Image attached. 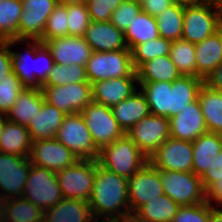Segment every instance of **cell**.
I'll use <instances>...</instances> for the list:
<instances>
[{
  "mask_svg": "<svg viewBox=\"0 0 222 222\" xmlns=\"http://www.w3.org/2000/svg\"><path fill=\"white\" fill-rule=\"evenodd\" d=\"M40 41L50 50L55 64L86 66L93 53L84 37L66 36Z\"/></svg>",
  "mask_w": 222,
  "mask_h": 222,
  "instance_id": "cell-18",
  "label": "cell"
},
{
  "mask_svg": "<svg viewBox=\"0 0 222 222\" xmlns=\"http://www.w3.org/2000/svg\"><path fill=\"white\" fill-rule=\"evenodd\" d=\"M220 179H222V149L201 177V181L205 190L208 191Z\"/></svg>",
  "mask_w": 222,
  "mask_h": 222,
  "instance_id": "cell-48",
  "label": "cell"
},
{
  "mask_svg": "<svg viewBox=\"0 0 222 222\" xmlns=\"http://www.w3.org/2000/svg\"><path fill=\"white\" fill-rule=\"evenodd\" d=\"M204 79L181 75L172 82L169 118L177 115L186 106L198 98Z\"/></svg>",
  "mask_w": 222,
  "mask_h": 222,
  "instance_id": "cell-29",
  "label": "cell"
},
{
  "mask_svg": "<svg viewBox=\"0 0 222 222\" xmlns=\"http://www.w3.org/2000/svg\"><path fill=\"white\" fill-rule=\"evenodd\" d=\"M204 83L213 90L222 92V63H220L215 70L205 78Z\"/></svg>",
  "mask_w": 222,
  "mask_h": 222,
  "instance_id": "cell-51",
  "label": "cell"
},
{
  "mask_svg": "<svg viewBox=\"0 0 222 222\" xmlns=\"http://www.w3.org/2000/svg\"><path fill=\"white\" fill-rule=\"evenodd\" d=\"M115 222H147V221L140 219L134 213H130L129 215H127L123 219L115 221Z\"/></svg>",
  "mask_w": 222,
  "mask_h": 222,
  "instance_id": "cell-55",
  "label": "cell"
},
{
  "mask_svg": "<svg viewBox=\"0 0 222 222\" xmlns=\"http://www.w3.org/2000/svg\"><path fill=\"white\" fill-rule=\"evenodd\" d=\"M8 42L12 49L13 72L26 88H36L35 40H9ZM21 43L26 48L24 52L13 51L12 47L19 46Z\"/></svg>",
  "mask_w": 222,
  "mask_h": 222,
  "instance_id": "cell-27",
  "label": "cell"
},
{
  "mask_svg": "<svg viewBox=\"0 0 222 222\" xmlns=\"http://www.w3.org/2000/svg\"><path fill=\"white\" fill-rule=\"evenodd\" d=\"M125 134L149 158L170 138L169 119L149 114L133 125Z\"/></svg>",
  "mask_w": 222,
  "mask_h": 222,
  "instance_id": "cell-11",
  "label": "cell"
},
{
  "mask_svg": "<svg viewBox=\"0 0 222 222\" xmlns=\"http://www.w3.org/2000/svg\"><path fill=\"white\" fill-rule=\"evenodd\" d=\"M139 87L137 77H120L92 83V101L112 107L131 96Z\"/></svg>",
  "mask_w": 222,
  "mask_h": 222,
  "instance_id": "cell-20",
  "label": "cell"
},
{
  "mask_svg": "<svg viewBox=\"0 0 222 222\" xmlns=\"http://www.w3.org/2000/svg\"><path fill=\"white\" fill-rule=\"evenodd\" d=\"M68 36L84 37L91 19L86 4L67 5Z\"/></svg>",
  "mask_w": 222,
  "mask_h": 222,
  "instance_id": "cell-42",
  "label": "cell"
},
{
  "mask_svg": "<svg viewBox=\"0 0 222 222\" xmlns=\"http://www.w3.org/2000/svg\"><path fill=\"white\" fill-rule=\"evenodd\" d=\"M45 102L66 114L82 112L92 101V84L89 81L62 86H42Z\"/></svg>",
  "mask_w": 222,
  "mask_h": 222,
  "instance_id": "cell-10",
  "label": "cell"
},
{
  "mask_svg": "<svg viewBox=\"0 0 222 222\" xmlns=\"http://www.w3.org/2000/svg\"><path fill=\"white\" fill-rule=\"evenodd\" d=\"M67 25V7L63 4H57L47 19L44 34L40 40H51L68 36Z\"/></svg>",
  "mask_w": 222,
  "mask_h": 222,
  "instance_id": "cell-43",
  "label": "cell"
},
{
  "mask_svg": "<svg viewBox=\"0 0 222 222\" xmlns=\"http://www.w3.org/2000/svg\"><path fill=\"white\" fill-rule=\"evenodd\" d=\"M44 102L41 88H25L18 94L6 118L8 121L27 127L37 111L41 110Z\"/></svg>",
  "mask_w": 222,
  "mask_h": 222,
  "instance_id": "cell-25",
  "label": "cell"
},
{
  "mask_svg": "<svg viewBox=\"0 0 222 222\" xmlns=\"http://www.w3.org/2000/svg\"><path fill=\"white\" fill-rule=\"evenodd\" d=\"M32 143L26 126L8 120L5 122L0 140L1 153L29 157Z\"/></svg>",
  "mask_w": 222,
  "mask_h": 222,
  "instance_id": "cell-28",
  "label": "cell"
},
{
  "mask_svg": "<svg viewBox=\"0 0 222 222\" xmlns=\"http://www.w3.org/2000/svg\"><path fill=\"white\" fill-rule=\"evenodd\" d=\"M22 197L43 212L55 206L64 198L56 172L31 164Z\"/></svg>",
  "mask_w": 222,
  "mask_h": 222,
  "instance_id": "cell-6",
  "label": "cell"
},
{
  "mask_svg": "<svg viewBox=\"0 0 222 222\" xmlns=\"http://www.w3.org/2000/svg\"><path fill=\"white\" fill-rule=\"evenodd\" d=\"M171 43V40L159 36L156 39L136 45L131 50L132 63L135 70L148 60H152L159 56L170 55Z\"/></svg>",
  "mask_w": 222,
  "mask_h": 222,
  "instance_id": "cell-39",
  "label": "cell"
},
{
  "mask_svg": "<svg viewBox=\"0 0 222 222\" xmlns=\"http://www.w3.org/2000/svg\"><path fill=\"white\" fill-rule=\"evenodd\" d=\"M97 162L103 168L129 179L149 162V158L124 134L99 150Z\"/></svg>",
  "mask_w": 222,
  "mask_h": 222,
  "instance_id": "cell-2",
  "label": "cell"
},
{
  "mask_svg": "<svg viewBox=\"0 0 222 222\" xmlns=\"http://www.w3.org/2000/svg\"><path fill=\"white\" fill-rule=\"evenodd\" d=\"M160 180L164 194L168 195L179 206L202 204L207 200L201 177L194 172L162 171Z\"/></svg>",
  "mask_w": 222,
  "mask_h": 222,
  "instance_id": "cell-5",
  "label": "cell"
},
{
  "mask_svg": "<svg viewBox=\"0 0 222 222\" xmlns=\"http://www.w3.org/2000/svg\"><path fill=\"white\" fill-rule=\"evenodd\" d=\"M50 50L40 40H35V71L36 88H41L54 66Z\"/></svg>",
  "mask_w": 222,
  "mask_h": 222,
  "instance_id": "cell-44",
  "label": "cell"
},
{
  "mask_svg": "<svg viewBox=\"0 0 222 222\" xmlns=\"http://www.w3.org/2000/svg\"><path fill=\"white\" fill-rule=\"evenodd\" d=\"M184 7L174 3L165 11L158 14L155 19L159 36L175 41L182 37Z\"/></svg>",
  "mask_w": 222,
  "mask_h": 222,
  "instance_id": "cell-35",
  "label": "cell"
},
{
  "mask_svg": "<svg viewBox=\"0 0 222 222\" xmlns=\"http://www.w3.org/2000/svg\"><path fill=\"white\" fill-rule=\"evenodd\" d=\"M138 84L146 96L150 114L169 119L172 82H138Z\"/></svg>",
  "mask_w": 222,
  "mask_h": 222,
  "instance_id": "cell-33",
  "label": "cell"
},
{
  "mask_svg": "<svg viewBox=\"0 0 222 222\" xmlns=\"http://www.w3.org/2000/svg\"><path fill=\"white\" fill-rule=\"evenodd\" d=\"M127 188L130 213H135L148 201L164 194L160 180V170L154 168L148 162L128 179Z\"/></svg>",
  "mask_w": 222,
  "mask_h": 222,
  "instance_id": "cell-14",
  "label": "cell"
},
{
  "mask_svg": "<svg viewBox=\"0 0 222 222\" xmlns=\"http://www.w3.org/2000/svg\"><path fill=\"white\" fill-rule=\"evenodd\" d=\"M141 11L140 3L124 0L111 14L110 22L119 30L125 32L129 23Z\"/></svg>",
  "mask_w": 222,
  "mask_h": 222,
  "instance_id": "cell-46",
  "label": "cell"
},
{
  "mask_svg": "<svg viewBox=\"0 0 222 222\" xmlns=\"http://www.w3.org/2000/svg\"><path fill=\"white\" fill-rule=\"evenodd\" d=\"M127 187L128 179L97 162L95 182L88 201L96 222H115L130 214Z\"/></svg>",
  "mask_w": 222,
  "mask_h": 222,
  "instance_id": "cell-1",
  "label": "cell"
},
{
  "mask_svg": "<svg viewBox=\"0 0 222 222\" xmlns=\"http://www.w3.org/2000/svg\"><path fill=\"white\" fill-rule=\"evenodd\" d=\"M67 114L44 102L27 126L32 141L55 138Z\"/></svg>",
  "mask_w": 222,
  "mask_h": 222,
  "instance_id": "cell-24",
  "label": "cell"
},
{
  "mask_svg": "<svg viewBox=\"0 0 222 222\" xmlns=\"http://www.w3.org/2000/svg\"><path fill=\"white\" fill-rule=\"evenodd\" d=\"M209 201L191 206H180L172 222H209L210 213L215 209Z\"/></svg>",
  "mask_w": 222,
  "mask_h": 222,
  "instance_id": "cell-45",
  "label": "cell"
},
{
  "mask_svg": "<svg viewBox=\"0 0 222 222\" xmlns=\"http://www.w3.org/2000/svg\"><path fill=\"white\" fill-rule=\"evenodd\" d=\"M192 172L202 177L222 149V134L207 132L192 142Z\"/></svg>",
  "mask_w": 222,
  "mask_h": 222,
  "instance_id": "cell-26",
  "label": "cell"
},
{
  "mask_svg": "<svg viewBox=\"0 0 222 222\" xmlns=\"http://www.w3.org/2000/svg\"><path fill=\"white\" fill-rule=\"evenodd\" d=\"M124 0H87V8L91 21H110L113 11Z\"/></svg>",
  "mask_w": 222,
  "mask_h": 222,
  "instance_id": "cell-47",
  "label": "cell"
},
{
  "mask_svg": "<svg viewBox=\"0 0 222 222\" xmlns=\"http://www.w3.org/2000/svg\"><path fill=\"white\" fill-rule=\"evenodd\" d=\"M13 70L12 49L8 41H0V80Z\"/></svg>",
  "mask_w": 222,
  "mask_h": 222,
  "instance_id": "cell-49",
  "label": "cell"
},
{
  "mask_svg": "<svg viewBox=\"0 0 222 222\" xmlns=\"http://www.w3.org/2000/svg\"><path fill=\"white\" fill-rule=\"evenodd\" d=\"M222 27V0L200 6L184 7L181 39L196 44Z\"/></svg>",
  "mask_w": 222,
  "mask_h": 222,
  "instance_id": "cell-3",
  "label": "cell"
},
{
  "mask_svg": "<svg viewBox=\"0 0 222 222\" xmlns=\"http://www.w3.org/2000/svg\"><path fill=\"white\" fill-rule=\"evenodd\" d=\"M30 169L29 157L0 152V199L22 197Z\"/></svg>",
  "mask_w": 222,
  "mask_h": 222,
  "instance_id": "cell-12",
  "label": "cell"
},
{
  "mask_svg": "<svg viewBox=\"0 0 222 222\" xmlns=\"http://www.w3.org/2000/svg\"><path fill=\"white\" fill-rule=\"evenodd\" d=\"M208 132L222 134V92L203 83L198 93Z\"/></svg>",
  "mask_w": 222,
  "mask_h": 222,
  "instance_id": "cell-30",
  "label": "cell"
},
{
  "mask_svg": "<svg viewBox=\"0 0 222 222\" xmlns=\"http://www.w3.org/2000/svg\"><path fill=\"white\" fill-rule=\"evenodd\" d=\"M84 39L92 50L96 52L129 50L124 32L110 21H91L86 29Z\"/></svg>",
  "mask_w": 222,
  "mask_h": 222,
  "instance_id": "cell-19",
  "label": "cell"
},
{
  "mask_svg": "<svg viewBox=\"0 0 222 222\" xmlns=\"http://www.w3.org/2000/svg\"><path fill=\"white\" fill-rule=\"evenodd\" d=\"M22 0L0 1V41L17 40Z\"/></svg>",
  "mask_w": 222,
  "mask_h": 222,
  "instance_id": "cell-36",
  "label": "cell"
},
{
  "mask_svg": "<svg viewBox=\"0 0 222 222\" xmlns=\"http://www.w3.org/2000/svg\"><path fill=\"white\" fill-rule=\"evenodd\" d=\"M26 87L13 70L0 80V115H6Z\"/></svg>",
  "mask_w": 222,
  "mask_h": 222,
  "instance_id": "cell-41",
  "label": "cell"
},
{
  "mask_svg": "<svg viewBox=\"0 0 222 222\" xmlns=\"http://www.w3.org/2000/svg\"><path fill=\"white\" fill-rule=\"evenodd\" d=\"M6 222H43V211L23 197L4 200Z\"/></svg>",
  "mask_w": 222,
  "mask_h": 222,
  "instance_id": "cell-38",
  "label": "cell"
},
{
  "mask_svg": "<svg viewBox=\"0 0 222 222\" xmlns=\"http://www.w3.org/2000/svg\"><path fill=\"white\" fill-rule=\"evenodd\" d=\"M207 200L214 207H222V179L216 182L208 191H207ZM215 203V204H214Z\"/></svg>",
  "mask_w": 222,
  "mask_h": 222,
  "instance_id": "cell-52",
  "label": "cell"
},
{
  "mask_svg": "<svg viewBox=\"0 0 222 222\" xmlns=\"http://www.w3.org/2000/svg\"><path fill=\"white\" fill-rule=\"evenodd\" d=\"M22 3L17 40H40L57 0H22Z\"/></svg>",
  "mask_w": 222,
  "mask_h": 222,
  "instance_id": "cell-15",
  "label": "cell"
},
{
  "mask_svg": "<svg viewBox=\"0 0 222 222\" xmlns=\"http://www.w3.org/2000/svg\"><path fill=\"white\" fill-rule=\"evenodd\" d=\"M179 207L168 195L163 194L145 203L134 214L147 222H172Z\"/></svg>",
  "mask_w": 222,
  "mask_h": 222,
  "instance_id": "cell-34",
  "label": "cell"
},
{
  "mask_svg": "<svg viewBox=\"0 0 222 222\" xmlns=\"http://www.w3.org/2000/svg\"><path fill=\"white\" fill-rule=\"evenodd\" d=\"M169 129L170 137L190 142L208 132L198 98L169 118Z\"/></svg>",
  "mask_w": 222,
  "mask_h": 222,
  "instance_id": "cell-17",
  "label": "cell"
},
{
  "mask_svg": "<svg viewBox=\"0 0 222 222\" xmlns=\"http://www.w3.org/2000/svg\"><path fill=\"white\" fill-rule=\"evenodd\" d=\"M136 74L138 82H173L181 76L170 55L159 56L142 63L136 69Z\"/></svg>",
  "mask_w": 222,
  "mask_h": 222,
  "instance_id": "cell-31",
  "label": "cell"
},
{
  "mask_svg": "<svg viewBox=\"0 0 222 222\" xmlns=\"http://www.w3.org/2000/svg\"><path fill=\"white\" fill-rule=\"evenodd\" d=\"M0 222H6L4 200L0 199Z\"/></svg>",
  "mask_w": 222,
  "mask_h": 222,
  "instance_id": "cell-57",
  "label": "cell"
},
{
  "mask_svg": "<svg viewBox=\"0 0 222 222\" xmlns=\"http://www.w3.org/2000/svg\"><path fill=\"white\" fill-rule=\"evenodd\" d=\"M97 160H78L56 172L63 197L88 202L96 177Z\"/></svg>",
  "mask_w": 222,
  "mask_h": 222,
  "instance_id": "cell-8",
  "label": "cell"
},
{
  "mask_svg": "<svg viewBox=\"0 0 222 222\" xmlns=\"http://www.w3.org/2000/svg\"><path fill=\"white\" fill-rule=\"evenodd\" d=\"M88 81L85 65L54 64L47 81L43 86H62L69 83Z\"/></svg>",
  "mask_w": 222,
  "mask_h": 222,
  "instance_id": "cell-40",
  "label": "cell"
},
{
  "mask_svg": "<svg viewBox=\"0 0 222 222\" xmlns=\"http://www.w3.org/2000/svg\"><path fill=\"white\" fill-rule=\"evenodd\" d=\"M55 138L80 160H97L99 156L81 112L67 114Z\"/></svg>",
  "mask_w": 222,
  "mask_h": 222,
  "instance_id": "cell-7",
  "label": "cell"
},
{
  "mask_svg": "<svg viewBox=\"0 0 222 222\" xmlns=\"http://www.w3.org/2000/svg\"><path fill=\"white\" fill-rule=\"evenodd\" d=\"M43 222H96L88 202L62 198L43 212Z\"/></svg>",
  "mask_w": 222,
  "mask_h": 222,
  "instance_id": "cell-22",
  "label": "cell"
},
{
  "mask_svg": "<svg viewBox=\"0 0 222 222\" xmlns=\"http://www.w3.org/2000/svg\"><path fill=\"white\" fill-rule=\"evenodd\" d=\"M209 222H222V207H216L210 213Z\"/></svg>",
  "mask_w": 222,
  "mask_h": 222,
  "instance_id": "cell-54",
  "label": "cell"
},
{
  "mask_svg": "<svg viewBox=\"0 0 222 222\" xmlns=\"http://www.w3.org/2000/svg\"><path fill=\"white\" fill-rule=\"evenodd\" d=\"M141 11L156 17L174 4L173 0H142L139 2Z\"/></svg>",
  "mask_w": 222,
  "mask_h": 222,
  "instance_id": "cell-50",
  "label": "cell"
},
{
  "mask_svg": "<svg viewBox=\"0 0 222 222\" xmlns=\"http://www.w3.org/2000/svg\"><path fill=\"white\" fill-rule=\"evenodd\" d=\"M29 160L32 165L57 172L80 160L56 138L33 141Z\"/></svg>",
  "mask_w": 222,
  "mask_h": 222,
  "instance_id": "cell-16",
  "label": "cell"
},
{
  "mask_svg": "<svg viewBox=\"0 0 222 222\" xmlns=\"http://www.w3.org/2000/svg\"><path fill=\"white\" fill-rule=\"evenodd\" d=\"M7 121L6 115H0V140L5 127V122Z\"/></svg>",
  "mask_w": 222,
  "mask_h": 222,
  "instance_id": "cell-58",
  "label": "cell"
},
{
  "mask_svg": "<svg viewBox=\"0 0 222 222\" xmlns=\"http://www.w3.org/2000/svg\"><path fill=\"white\" fill-rule=\"evenodd\" d=\"M195 59L197 64V77L204 79L222 63V27L195 44Z\"/></svg>",
  "mask_w": 222,
  "mask_h": 222,
  "instance_id": "cell-23",
  "label": "cell"
},
{
  "mask_svg": "<svg viewBox=\"0 0 222 222\" xmlns=\"http://www.w3.org/2000/svg\"><path fill=\"white\" fill-rule=\"evenodd\" d=\"M81 114L99 150L125 134L114 118L111 107L91 101Z\"/></svg>",
  "mask_w": 222,
  "mask_h": 222,
  "instance_id": "cell-9",
  "label": "cell"
},
{
  "mask_svg": "<svg viewBox=\"0 0 222 222\" xmlns=\"http://www.w3.org/2000/svg\"><path fill=\"white\" fill-rule=\"evenodd\" d=\"M195 53V44L183 39L172 41L170 58L181 75L197 77Z\"/></svg>",
  "mask_w": 222,
  "mask_h": 222,
  "instance_id": "cell-37",
  "label": "cell"
},
{
  "mask_svg": "<svg viewBox=\"0 0 222 222\" xmlns=\"http://www.w3.org/2000/svg\"><path fill=\"white\" fill-rule=\"evenodd\" d=\"M174 3L182 7H192L207 4L213 0H173Z\"/></svg>",
  "mask_w": 222,
  "mask_h": 222,
  "instance_id": "cell-53",
  "label": "cell"
},
{
  "mask_svg": "<svg viewBox=\"0 0 222 222\" xmlns=\"http://www.w3.org/2000/svg\"><path fill=\"white\" fill-rule=\"evenodd\" d=\"M192 154V142L170 137L149 157V163L162 171L190 172Z\"/></svg>",
  "mask_w": 222,
  "mask_h": 222,
  "instance_id": "cell-13",
  "label": "cell"
},
{
  "mask_svg": "<svg viewBox=\"0 0 222 222\" xmlns=\"http://www.w3.org/2000/svg\"><path fill=\"white\" fill-rule=\"evenodd\" d=\"M88 81L94 82L120 77H137L130 50L93 51L86 64Z\"/></svg>",
  "mask_w": 222,
  "mask_h": 222,
  "instance_id": "cell-4",
  "label": "cell"
},
{
  "mask_svg": "<svg viewBox=\"0 0 222 222\" xmlns=\"http://www.w3.org/2000/svg\"><path fill=\"white\" fill-rule=\"evenodd\" d=\"M58 4L73 5V4H87V0H57Z\"/></svg>",
  "mask_w": 222,
  "mask_h": 222,
  "instance_id": "cell-56",
  "label": "cell"
},
{
  "mask_svg": "<svg viewBox=\"0 0 222 222\" xmlns=\"http://www.w3.org/2000/svg\"><path fill=\"white\" fill-rule=\"evenodd\" d=\"M124 37L130 51L136 45L158 38L159 32L155 17L140 11L129 23Z\"/></svg>",
  "mask_w": 222,
  "mask_h": 222,
  "instance_id": "cell-32",
  "label": "cell"
},
{
  "mask_svg": "<svg viewBox=\"0 0 222 222\" xmlns=\"http://www.w3.org/2000/svg\"><path fill=\"white\" fill-rule=\"evenodd\" d=\"M138 89L128 98L111 107L113 116L124 133L150 114L146 96L140 88Z\"/></svg>",
  "mask_w": 222,
  "mask_h": 222,
  "instance_id": "cell-21",
  "label": "cell"
}]
</instances>
